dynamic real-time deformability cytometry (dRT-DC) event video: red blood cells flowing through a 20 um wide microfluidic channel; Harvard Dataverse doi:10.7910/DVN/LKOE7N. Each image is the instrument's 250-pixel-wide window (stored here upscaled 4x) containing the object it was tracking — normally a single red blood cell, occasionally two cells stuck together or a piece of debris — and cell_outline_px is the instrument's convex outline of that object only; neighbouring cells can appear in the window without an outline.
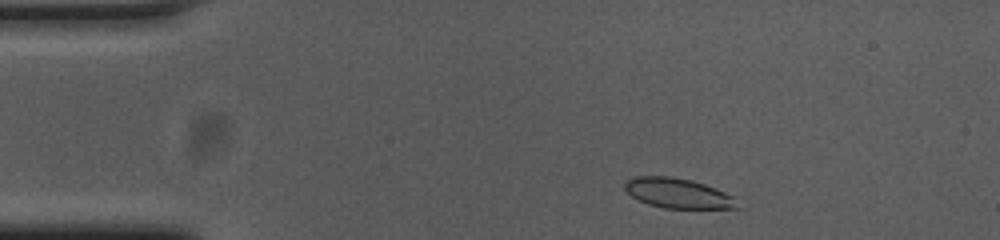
{"species": "common noctule bat (a hibernating species)", "species_latin": "Nyctalus noctula", "temperature_condition": "cold", "stored_images_in_passage": 45, "camera_frame_rate_fps": 3000, "um_per_image_px": 0.085, "animal": {"sex": "female", "body_mass_g": 23.0, "forearm_length_mm": 53.4}, "frame": {"image": 1, "passage_image": 3, "time_ms": 0.667, "image_size_px": [1000, 240], "cell_outline_px": [[744, 208], [664, 208], [648, 204], [632, 196], [624, 188], [624, 184], [628, 180], [636, 176], [668, 176], [692, 180], [704, 184], [724, 192], [732, 196]], "centroid_in_image_um": [57.65, 16.43], "position_along_channel_um": 27.4, "area_um2": 19.48}}
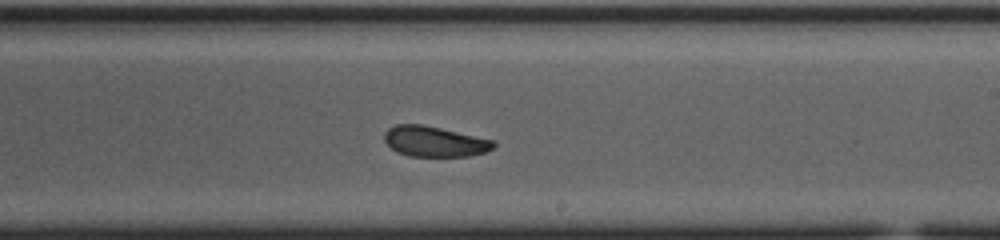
{"frame": {"image": 2, "passage_image": 26, "time_ms": 8.333, "image_size_px": [1000, 240], "cell_outline_px": [[496, 148], [484, 152], [468, 156], [408, 156], [396, 152], [384, 140], [384, 132], [388, 128], [396, 124], [420, 124], [440, 128], [496, 140]], "centroid_in_image_um": [36.95, 12.02], "position_along_channel_um": 252.0, "area_um2": 19.48}}
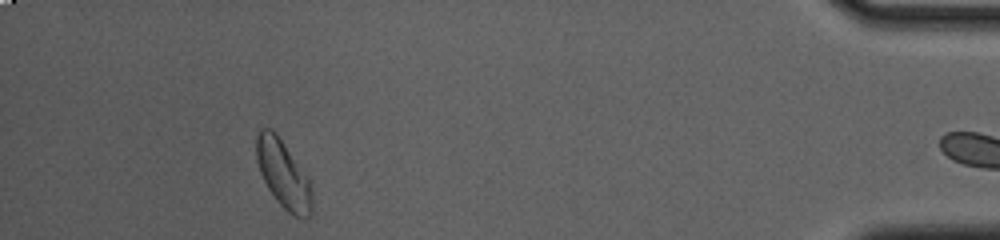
{"frame": {"image": 3, "passage_image": 44, "time_ms": 14.333, "image_size_px": [1000, 240], "cell_outline_px": [[312, 216], [292, 216], [276, 200], [268, 188], [260, 172], [256, 160], [256, 136], [260, 128], [272, 128], [276, 132], [308, 176], [312, 188]], "centroid_in_image_um": [24.09, 14.79], "position_along_channel_um": 411.1, "area_um2": 22.14}, "authors_computed_cell_mechanics": {"area_um2": 20.1144, "velocity_mm_per_s": 3.7094, "shape_relaxation_time_tau1_ms": 8.4174, "shape_relaxation_time_tau2_ms": 2.1145, "deformation_change_tau1": 0.1353, "deformation_change_tau2": 0.0614}}